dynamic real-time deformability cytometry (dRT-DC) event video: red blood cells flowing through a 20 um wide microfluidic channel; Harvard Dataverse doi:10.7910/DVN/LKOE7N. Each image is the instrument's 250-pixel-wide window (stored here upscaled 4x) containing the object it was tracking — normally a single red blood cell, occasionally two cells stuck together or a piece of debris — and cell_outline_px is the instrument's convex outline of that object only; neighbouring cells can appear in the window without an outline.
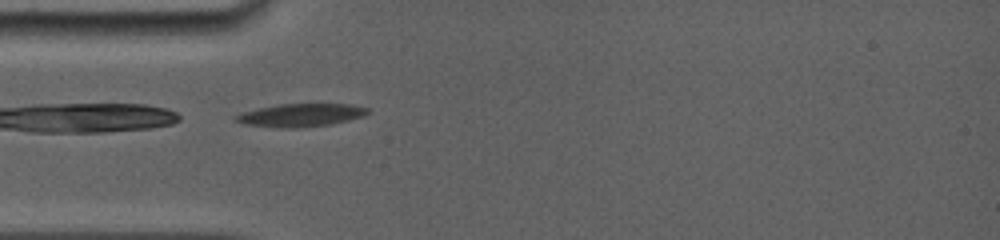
{"species": "common noctule bat (a hibernating species)", "species_latin": "Nyctalus noctula", "temperature_condition": "room temperature", "stored_images_in_passage": 8, "camera_frame_rate_fps": 5000, "um_per_image_px": 0.085, "animal": {"sex": "female", "body_mass_g": 19.0, "forearm_length_mm": 56.7}, "frame": {"image": 1, "passage_image": 1, "time_ms": 0.0, "image_size_px": [1000, 240], "cell_outline_px": [[368, 112], [364, 116], [332, 124], [300, 128], [284, 128], [244, 124], [236, 120], [232, 116], [256, 108], [280, 104], [352, 104], [368, 108]], "centroid_in_image_um": [25.56, 9.79], "position_along_channel_um": 59.4, "area_um2": 17.69}}
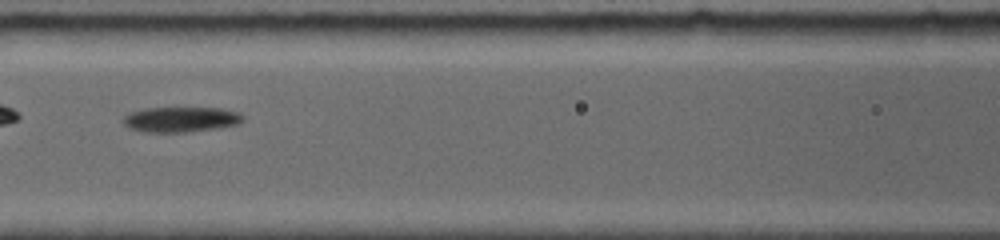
{"frame": {"image": 2, "passage_image": 5, "time_ms": 2.4, "image_size_px": [1000, 240], "cell_outline_px": [[244, 120], [240, 124], [216, 128], [184, 132], [144, 132], [132, 128], [124, 124], [124, 116], [132, 112], [144, 108], [220, 108], [240, 112], [244, 116]], "centroid_in_image_um": [15.43, 10.14], "position_along_channel_um": 151.2, "area_um2": 17.51}}
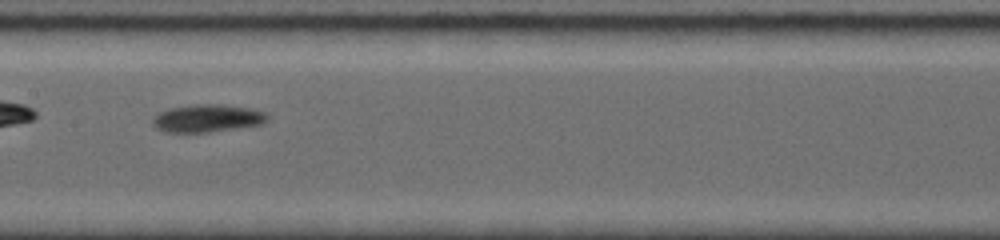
{"frame": {"image": 3, "passage_image": 7, "time_ms": 3.4, "image_size_px": [1000, 240], "cell_outline_px": [[268, 120], [260, 124], [236, 128], [208, 132], [164, 132], [156, 128], [152, 124], [152, 116], [168, 108], [196, 104], [220, 104], [248, 108], [264, 112], [268, 116]], "centroid_in_image_um": [17.56, 10.05], "position_along_channel_um": 189.8, "area_um2": 18.44}}